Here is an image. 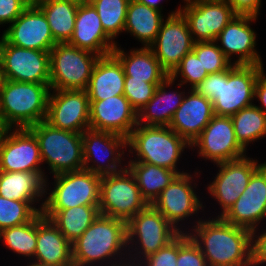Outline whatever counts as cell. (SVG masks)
I'll list each match as a JSON object with an SVG mask.
<instances>
[{"label":"cell","instance_id":"60d3db41","mask_svg":"<svg viewBox=\"0 0 266 266\" xmlns=\"http://www.w3.org/2000/svg\"><path fill=\"white\" fill-rule=\"evenodd\" d=\"M159 84L161 83H148L143 80L133 79V77H125L123 95L138 113L153 97Z\"/></svg>","mask_w":266,"mask_h":266},{"label":"cell","instance_id":"e575fe53","mask_svg":"<svg viewBox=\"0 0 266 266\" xmlns=\"http://www.w3.org/2000/svg\"><path fill=\"white\" fill-rule=\"evenodd\" d=\"M231 119L236 138L245 150L250 142L266 136V114L255 104L241 109Z\"/></svg>","mask_w":266,"mask_h":266},{"label":"cell","instance_id":"6f0895ef","mask_svg":"<svg viewBox=\"0 0 266 266\" xmlns=\"http://www.w3.org/2000/svg\"><path fill=\"white\" fill-rule=\"evenodd\" d=\"M29 263H30V265H27V266H39V265L31 263V261Z\"/></svg>","mask_w":266,"mask_h":266},{"label":"cell","instance_id":"7c38bea8","mask_svg":"<svg viewBox=\"0 0 266 266\" xmlns=\"http://www.w3.org/2000/svg\"><path fill=\"white\" fill-rule=\"evenodd\" d=\"M0 62L5 79L30 83L50 82V51L13 46L1 37Z\"/></svg>","mask_w":266,"mask_h":266},{"label":"cell","instance_id":"30bf717a","mask_svg":"<svg viewBox=\"0 0 266 266\" xmlns=\"http://www.w3.org/2000/svg\"><path fill=\"white\" fill-rule=\"evenodd\" d=\"M53 190L40 207L68 209L75 206H99L101 176L88 170L54 175Z\"/></svg>","mask_w":266,"mask_h":266},{"label":"cell","instance_id":"681fc988","mask_svg":"<svg viewBox=\"0 0 266 266\" xmlns=\"http://www.w3.org/2000/svg\"><path fill=\"white\" fill-rule=\"evenodd\" d=\"M116 266H142V265L140 263H131V262L127 261V262L121 263V264L116 265Z\"/></svg>","mask_w":266,"mask_h":266},{"label":"cell","instance_id":"11a10c76","mask_svg":"<svg viewBox=\"0 0 266 266\" xmlns=\"http://www.w3.org/2000/svg\"><path fill=\"white\" fill-rule=\"evenodd\" d=\"M0 125H5L4 121H3V118L1 116V112H0Z\"/></svg>","mask_w":266,"mask_h":266},{"label":"cell","instance_id":"ee69618b","mask_svg":"<svg viewBox=\"0 0 266 266\" xmlns=\"http://www.w3.org/2000/svg\"><path fill=\"white\" fill-rule=\"evenodd\" d=\"M29 5L25 0H0V25H10Z\"/></svg>","mask_w":266,"mask_h":266},{"label":"cell","instance_id":"9a60e30c","mask_svg":"<svg viewBox=\"0 0 266 266\" xmlns=\"http://www.w3.org/2000/svg\"><path fill=\"white\" fill-rule=\"evenodd\" d=\"M179 11L188 22L194 42L215 41L219 33L237 15L226 0L186 3L184 7L180 5Z\"/></svg>","mask_w":266,"mask_h":266},{"label":"cell","instance_id":"83f0119b","mask_svg":"<svg viewBox=\"0 0 266 266\" xmlns=\"http://www.w3.org/2000/svg\"><path fill=\"white\" fill-rule=\"evenodd\" d=\"M43 171L5 172L0 171V196L16 201H26L35 207L47 194L48 183ZM40 198V199H39Z\"/></svg>","mask_w":266,"mask_h":266},{"label":"cell","instance_id":"7bdbcfd3","mask_svg":"<svg viewBox=\"0 0 266 266\" xmlns=\"http://www.w3.org/2000/svg\"><path fill=\"white\" fill-rule=\"evenodd\" d=\"M178 257V236L167 246L149 255L140 264L142 266H176Z\"/></svg>","mask_w":266,"mask_h":266},{"label":"cell","instance_id":"bcb514c9","mask_svg":"<svg viewBox=\"0 0 266 266\" xmlns=\"http://www.w3.org/2000/svg\"><path fill=\"white\" fill-rule=\"evenodd\" d=\"M237 15L258 17L260 14L261 0H226Z\"/></svg>","mask_w":266,"mask_h":266},{"label":"cell","instance_id":"c3c4849f","mask_svg":"<svg viewBox=\"0 0 266 266\" xmlns=\"http://www.w3.org/2000/svg\"><path fill=\"white\" fill-rule=\"evenodd\" d=\"M139 2L149 6V7H152V8H155L159 11L162 10V6L160 7L159 6V2H161L162 0H138Z\"/></svg>","mask_w":266,"mask_h":266},{"label":"cell","instance_id":"f546056e","mask_svg":"<svg viewBox=\"0 0 266 266\" xmlns=\"http://www.w3.org/2000/svg\"><path fill=\"white\" fill-rule=\"evenodd\" d=\"M112 53L120 60L125 77H133L148 83H162L169 77L149 47L130 49L129 55L116 46Z\"/></svg>","mask_w":266,"mask_h":266},{"label":"cell","instance_id":"3957f363","mask_svg":"<svg viewBox=\"0 0 266 266\" xmlns=\"http://www.w3.org/2000/svg\"><path fill=\"white\" fill-rule=\"evenodd\" d=\"M126 247L127 222L100 214L83 234L72 243L73 264L74 266H95L94 264L98 262L101 266H107L108 264H111L108 266H116L127 262L128 253L126 252H128V248ZM112 259H117V261Z\"/></svg>","mask_w":266,"mask_h":266},{"label":"cell","instance_id":"603a6c76","mask_svg":"<svg viewBox=\"0 0 266 266\" xmlns=\"http://www.w3.org/2000/svg\"><path fill=\"white\" fill-rule=\"evenodd\" d=\"M90 128L125 137L137 126V111L124 95L89 101Z\"/></svg>","mask_w":266,"mask_h":266},{"label":"cell","instance_id":"9f6ffc18","mask_svg":"<svg viewBox=\"0 0 266 266\" xmlns=\"http://www.w3.org/2000/svg\"><path fill=\"white\" fill-rule=\"evenodd\" d=\"M186 1L185 3H192V2H195V1H199V0H184Z\"/></svg>","mask_w":266,"mask_h":266},{"label":"cell","instance_id":"5b68a950","mask_svg":"<svg viewBox=\"0 0 266 266\" xmlns=\"http://www.w3.org/2000/svg\"><path fill=\"white\" fill-rule=\"evenodd\" d=\"M130 154L137 153L130 161L144 162L180 172L177 162L190 144L169 126H143L137 124L127 138ZM188 146V147H187ZM132 149V150H131ZM134 150V151H133Z\"/></svg>","mask_w":266,"mask_h":266},{"label":"cell","instance_id":"cb8c5ba5","mask_svg":"<svg viewBox=\"0 0 266 266\" xmlns=\"http://www.w3.org/2000/svg\"><path fill=\"white\" fill-rule=\"evenodd\" d=\"M68 43L99 56L111 54L117 46L105 32L97 11L88 1L78 6L75 28Z\"/></svg>","mask_w":266,"mask_h":266},{"label":"cell","instance_id":"7a4b0ae2","mask_svg":"<svg viewBox=\"0 0 266 266\" xmlns=\"http://www.w3.org/2000/svg\"><path fill=\"white\" fill-rule=\"evenodd\" d=\"M263 65H233L220 73L208 74L193 90L213 104L214 115L232 116L253 105L255 84Z\"/></svg>","mask_w":266,"mask_h":266},{"label":"cell","instance_id":"52a82bcc","mask_svg":"<svg viewBox=\"0 0 266 266\" xmlns=\"http://www.w3.org/2000/svg\"><path fill=\"white\" fill-rule=\"evenodd\" d=\"M179 234L156 208L148 205L127 222L128 261L141 263L149 255L167 246ZM132 252L135 253L130 254Z\"/></svg>","mask_w":266,"mask_h":266},{"label":"cell","instance_id":"836d02e7","mask_svg":"<svg viewBox=\"0 0 266 266\" xmlns=\"http://www.w3.org/2000/svg\"><path fill=\"white\" fill-rule=\"evenodd\" d=\"M44 13L56 43H68L79 4L61 0H43L36 4Z\"/></svg>","mask_w":266,"mask_h":266},{"label":"cell","instance_id":"ffe728a7","mask_svg":"<svg viewBox=\"0 0 266 266\" xmlns=\"http://www.w3.org/2000/svg\"><path fill=\"white\" fill-rule=\"evenodd\" d=\"M192 181L194 180L191 174L178 175L151 204L180 233L184 231L177 226L179 222L199 213V210L205 207L195 193Z\"/></svg>","mask_w":266,"mask_h":266},{"label":"cell","instance_id":"8fae6325","mask_svg":"<svg viewBox=\"0 0 266 266\" xmlns=\"http://www.w3.org/2000/svg\"><path fill=\"white\" fill-rule=\"evenodd\" d=\"M126 147L127 139L121 135L91 128L86 129L82 133L83 169L99 176L123 171L125 168L120 165L125 153V150L122 149H126ZM103 158L106 159V162Z\"/></svg>","mask_w":266,"mask_h":266},{"label":"cell","instance_id":"5bb4252c","mask_svg":"<svg viewBox=\"0 0 266 266\" xmlns=\"http://www.w3.org/2000/svg\"><path fill=\"white\" fill-rule=\"evenodd\" d=\"M50 90L46 122L75 133L90 128L89 97L86 90Z\"/></svg>","mask_w":266,"mask_h":266},{"label":"cell","instance_id":"f6af8a7d","mask_svg":"<svg viewBox=\"0 0 266 266\" xmlns=\"http://www.w3.org/2000/svg\"><path fill=\"white\" fill-rule=\"evenodd\" d=\"M256 231L251 232V266L266 264V230L258 236Z\"/></svg>","mask_w":266,"mask_h":266},{"label":"cell","instance_id":"44dd1931","mask_svg":"<svg viewBox=\"0 0 266 266\" xmlns=\"http://www.w3.org/2000/svg\"><path fill=\"white\" fill-rule=\"evenodd\" d=\"M2 37L13 46L39 51H50L57 44L43 11L36 4L29 5L4 30Z\"/></svg>","mask_w":266,"mask_h":266},{"label":"cell","instance_id":"2e32d148","mask_svg":"<svg viewBox=\"0 0 266 266\" xmlns=\"http://www.w3.org/2000/svg\"><path fill=\"white\" fill-rule=\"evenodd\" d=\"M190 147H198V155L214 164L240 158L246 152L236 138L230 116L214 115Z\"/></svg>","mask_w":266,"mask_h":266},{"label":"cell","instance_id":"d6a6232c","mask_svg":"<svg viewBox=\"0 0 266 266\" xmlns=\"http://www.w3.org/2000/svg\"><path fill=\"white\" fill-rule=\"evenodd\" d=\"M126 167L134 175L141 195L149 205L179 175L173 170L144 162L129 161Z\"/></svg>","mask_w":266,"mask_h":266},{"label":"cell","instance_id":"b9f144b4","mask_svg":"<svg viewBox=\"0 0 266 266\" xmlns=\"http://www.w3.org/2000/svg\"><path fill=\"white\" fill-rule=\"evenodd\" d=\"M176 266H208L200 247L188 233L178 235V257Z\"/></svg>","mask_w":266,"mask_h":266},{"label":"cell","instance_id":"ab89813d","mask_svg":"<svg viewBox=\"0 0 266 266\" xmlns=\"http://www.w3.org/2000/svg\"><path fill=\"white\" fill-rule=\"evenodd\" d=\"M170 76L174 80H176L178 76L182 77V80H180V83L177 85L179 86L178 88L183 86L185 83H189L191 85L190 88L193 89L208 76V73L206 69H203L201 61L198 59L196 54L191 51L183 57L179 66Z\"/></svg>","mask_w":266,"mask_h":266},{"label":"cell","instance_id":"ba28073f","mask_svg":"<svg viewBox=\"0 0 266 266\" xmlns=\"http://www.w3.org/2000/svg\"><path fill=\"white\" fill-rule=\"evenodd\" d=\"M99 55L69 43L50 50V90H86Z\"/></svg>","mask_w":266,"mask_h":266},{"label":"cell","instance_id":"277c9868","mask_svg":"<svg viewBox=\"0 0 266 266\" xmlns=\"http://www.w3.org/2000/svg\"><path fill=\"white\" fill-rule=\"evenodd\" d=\"M49 83L4 80L0 112L7 129L29 128L46 120Z\"/></svg>","mask_w":266,"mask_h":266},{"label":"cell","instance_id":"4fadbf2b","mask_svg":"<svg viewBox=\"0 0 266 266\" xmlns=\"http://www.w3.org/2000/svg\"><path fill=\"white\" fill-rule=\"evenodd\" d=\"M193 45L188 22L177 8L162 22L158 35L149 48L170 76L183 57L192 51Z\"/></svg>","mask_w":266,"mask_h":266},{"label":"cell","instance_id":"d6986e66","mask_svg":"<svg viewBox=\"0 0 266 266\" xmlns=\"http://www.w3.org/2000/svg\"><path fill=\"white\" fill-rule=\"evenodd\" d=\"M221 218L251 232L259 229L257 226L266 218V162L252 174L242 195Z\"/></svg>","mask_w":266,"mask_h":266},{"label":"cell","instance_id":"ac0fdd59","mask_svg":"<svg viewBox=\"0 0 266 266\" xmlns=\"http://www.w3.org/2000/svg\"><path fill=\"white\" fill-rule=\"evenodd\" d=\"M41 164L43 162L38 141L28 128L7 129L2 133L0 138V171H42Z\"/></svg>","mask_w":266,"mask_h":266},{"label":"cell","instance_id":"4316f807","mask_svg":"<svg viewBox=\"0 0 266 266\" xmlns=\"http://www.w3.org/2000/svg\"><path fill=\"white\" fill-rule=\"evenodd\" d=\"M124 81L125 72L120 60L113 53L100 56L86 89L89 101H100L123 95Z\"/></svg>","mask_w":266,"mask_h":266},{"label":"cell","instance_id":"db71d44e","mask_svg":"<svg viewBox=\"0 0 266 266\" xmlns=\"http://www.w3.org/2000/svg\"><path fill=\"white\" fill-rule=\"evenodd\" d=\"M5 130H7L6 125H0V138H1L2 133H3Z\"/></svg>","mask_w":266,"mask_h":266},{"label":"cell","instance_id":"6da1fadb","mask_svg":"<svg viewBox=\"0 0 266 266\" xmlns=\"http://www.w3.org/2000/svg\"><path fill=\"white\" fill-rule=\"evenodd\" d=\"M207 220L198 218L192 233H185L200 247L208 266H251V231L221 217Z\"/></svg>","mask_w":266,"mask_h":266},{"label":"cell","instance_id":"9c48e42d","mask_svg":"<svg viewBox=\"0 0 266 266\" xmlns=\"http://www.w3.org/2000/svg\"><path fill=\"white\" fill-rule=\"evenodd\" d=\"M149 204L142 197L134 175L123 171L101 176L99 211L101 215L128 222Z\"/></svg>","mask_w":266,"mask_h":266},{"label":"cell","instance_id":"1f68e13d","mask_svg":"<svg viewBox=\"0 0 266 266\" xmlns=\"http://www.w3.org/2000/svg\"><path fill=\"white\" fill-rule=\"evenodd\" d=\"M48 218L72 244L100 215L99 206H75L68 209H42Z\"/></svg>","mask_w":266,"mask_h":266},{"label":"cell","instance_id":"f907efd6","mask_svg":"<svg viewBox=\"0 0 266 266\" xmlns=\"http://www.w3.org/2000/svg\"><path fill=\"white\" fill-rule=\"evenodd\" d=\"M4 80H5V78H4V74H3L2 67H1V62H0V90H1V88L3 86Z\"/></svg>","mask_w":266,"mask_h":266},{"label":"cell","instance_id":"f35d334b","mask_svg":"<svg viewBox=\"0 0 266 266\" xmlns=\"http://www.w3.org/2000/svg\"><path fill=\"white\" fill-rule=\"evenodd\" d=\"M192 51L208 74L220 73L234 65L219 49L216 41L194 42Z\"/></svg>","mask_w":266,"mask_h":266},{"label":"cell","instance_id":"8992f818","mask_svg":"<svg viewBox=\"0 0 266 266\" xmlns=\"http://www.w3.org/2000/svg\"><path fill=\"white\" fill-rule=\"evenodd\" d=\"M36 137L42 162L57 175L83 169L82 133L52 127L41 121L28 128Z\"/></svg>","mask_w":266,"mask_h":266},{"label":"cell","instance_id":"7dc6e473","mask_svg":"<svg viewBox=\"0 0 266 266\" xmlns=\"http://www.w3.org/2000/svg\"><path fill=\"white\" fill-rule=\"evenodd\" d=\"M254 98H258V101H260L263 107H257L266 114V74L264 70L259 74L256 80Z\"/></svg>","mask_w":266,"mask_h":266},{"label":"cell","instance_id":"74e56055","mask_svg":"<svg viewBox=\"0 0 266 266\" xmlns=\"http://www.w3.org/2000/svg\"><path fill=\"white\" fill-rule=\"evenodd\" d=\"M43 207L34 208L29 202L6 199L0 196V231L31 221Z\"/></svg>","mask_w":266,"mask_h":266},{"label":"cell","instance_id":"f5cc1de1","mask_svg":"<svg viewBox=\"0 0 266 266\" xmlns=\"http://www.w3.org/2000/svg\"><path fill=\"white\" fill-rule=\"evenodd\" d=\"M27 3H29L30 5H32V4H37V3H39V2H41V1H43V0H25Z\"/></svg>","mask_w":266,"mask_h":266},{"label":"cell","instance_id":"e0dca14e","mask_svg":"<svg viewBox=\"0 0 266 266\" xmlns=\"http://www.w3.org/2000/svg\"><path fill=\"white\" fill-rule=\"evenodd\" d=\"M220 169L213 182L208 185V193L218 201L223 216L242 195L252 174L262 165L257 160L244 155L240 158L216 164Z\"/></svg>","mask_w":266,"mask_h":266},{"label":"cell","instance_id":"816d5d0a","mask_svg":"<svg viewBox=\"0 0 266 266\" xmlns=\"http://www.w3.org/2000/svg\"><path fill=\"white\" fill-rule=\"evenodd\" d=\"M61 1H70L76 4H82V3L87 2V0H61Z\"/></svg>","mask_w":266,"mask_h":266},{"label":"cell","instance_id":"484cf974","mask_svg":"<svg viewBox=\"0 0 266 266\" xmlns=\"http://www.w3.org/2000/svg\"><path fill=\"white\" fill-rule=\"evenodd\" d=\"M183 98L175 111L169 127L190 145L200 135L214 116L212 102L193 89Z\"/></svg>","mask_w":266,"mask_h":266},{"label":"cell","instance_id":"8d00e7d4","mask_svg":"<svg viewBox=\"0 0 266 266\" xmlns=\"http://www.w3.org/2000/svg\"><path fill=\"white\" fill-rule=\"evenodd\" d=\"M97 11L105 32L114 40L124 32L130 0H87Z\"/></svg>","mask_w":266,"mask_h":266},{"label":"cell","instance_id":"4dcf8cb0","mask_svg":"<svg viewBox=\"0 0 266 266\" xmlns=\"http://www.w3.org/2000/svg\"><path fill=\"white\" fill-rule=\"evenodd\" d=\"M162 12L138 0H130L127 8L124 31L149 47L156 39L164 21Z\"/></svg>","mask_w":266,"mask_h":266},{"label":"cell","instance_id":"f1b7e54d","mask_svg":"<svg viewBox=\"0 0 266 266\" xmlns=\"http://www.w3.org/2000/svg\"><path fill=\"white\" fill-rule=\"evenodd\" d=\"M175 80L169 76L156 88L153 97L137 113V124L143 126H169L172 117L182 104L184 92H166ZM166 88V89H165Z\"/></svg>","mask_w":266,"mask_h":266},{"label":"cell","instance_id":"d4e9b609","mask_svg":"<svg viewBox=\"0 0 266 266\" xmlns=\"http://www.w3.org/2000/svg\"><path fill=\"white\" fill-rule=\"evenodd\" d=\"M32 261L39 266H74L72 244L41 212L37 214V241Z\"/></svg>","mask_w":266,"mask_h":266},{"label":"cell","instance_id":"7402d4cb","mask_svg":"<svg viewBox=\"0 0 266 266\" xmlns=\"http://www.w3.org/2000/svg\"><path fill=\"white\" fill-rule=\"evenodd\" d=\"M257 17L249 15H236L216 38L219 49L231 61L232 55L238 58L235 65H263L260 55L257 53L256 32L250 27Z\"/></svg>","mask_w":266,"mask_h":266},{"label":"cell","instance_id":"d590c367","mask_svg":"<svg viewBox=\"0 0 266 266\" xmlns=\"http://www.w3.org/2000/svg\"><path fill=\"white\" fill-rule=\"evenodd\" d=\"M3 238V239H2ZM0 239L5 246L20 256L34 258L37 241V215L29 222L3 229L0 231Z\"/></svg>","mask_w":266,"mask_h":266}]
</instances>
